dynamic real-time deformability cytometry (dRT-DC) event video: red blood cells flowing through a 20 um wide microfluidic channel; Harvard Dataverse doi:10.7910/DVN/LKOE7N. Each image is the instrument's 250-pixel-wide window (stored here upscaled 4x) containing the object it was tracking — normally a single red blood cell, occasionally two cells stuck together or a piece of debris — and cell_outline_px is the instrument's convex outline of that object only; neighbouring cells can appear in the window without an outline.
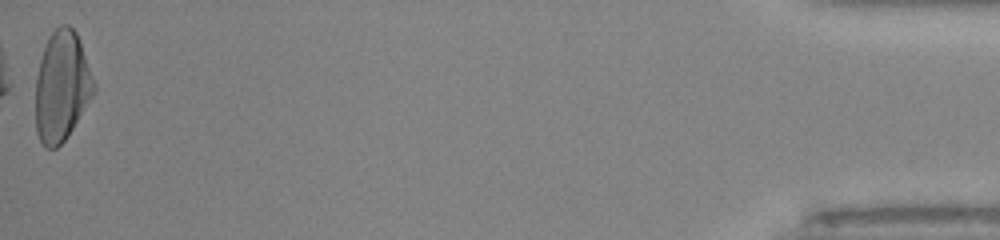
{"species": "human", "species_latin": "Homo sapiens", "temperature_condition": "room temperature", "stored_images_in_passage": 54, "segment_of_instrument_passage": [2, 2], "camera_frame_rate_fps": 3000, "um_per_image_px": 0.085, "donor": {"sex": "male"}, "frame": {"image": 1, "passage_image": 54, "time_ms": 17.667, "image_size_px": [1000, 240], "cell_outline_px": [[80, 64], [76, 116], [64, 140], [56, 148], [52, 148], [44, 144], [40, 136], [36, 124], [36, 88], [40, 64], [44, 52], [48, 44], [68, 28], [72, 28], [80, 44]], "centroid_in_image_um": [4.94, 7.52], "position_along_channel_um": 430.3, "area_um2": 29.19}}